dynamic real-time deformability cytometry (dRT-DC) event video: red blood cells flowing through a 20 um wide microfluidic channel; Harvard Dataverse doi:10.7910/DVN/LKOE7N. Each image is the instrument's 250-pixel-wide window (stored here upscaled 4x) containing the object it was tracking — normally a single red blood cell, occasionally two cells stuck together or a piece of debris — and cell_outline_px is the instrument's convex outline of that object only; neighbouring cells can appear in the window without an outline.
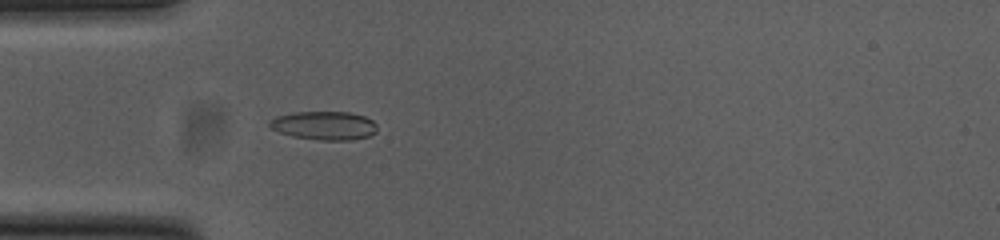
{"species": "common noctule bat (a hibernating species)", "species_latin": "Nyctalus noctula", "temperature_condition": "cold", "stored_images_in_passage": 9, "camera_frame_rate_fps": 3000, "um_per_image_px": 0.085, "animal": {"sex": "female", "body_mass_g": 23.0, "forearm_length_mm": 53.4}, "frame": {"image": 1, "passage_image": 3, "time_ms": 0.667, "image_size_px": [1000, 240], "cell_outline_px": [[376, 132], [368, 136], [352, 140], [320, 140], [292, 136], [280, 132], [272, 128], [268, 124], [268, 120], [276, 116], [292, 112], [348, 112], [364, 116], [372, 120], [376, 124]], "centroid_in_image_um": [27.54, 10.67], "position_along_channel_um": 57.5, "area_um2": 17.92}}
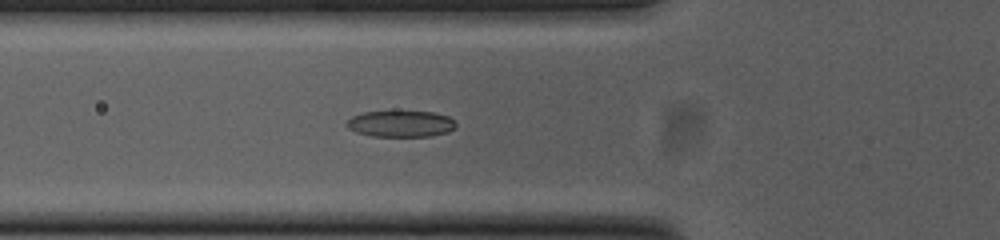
{"frame": {"image": 2, "passage_image": 6, "time_ms": 1.667, "image_size_px": [1000, 240], "cell_outline_px": [[456, 128], [448, 132], [432, 136], [372, 136], [356, 132], [348, 128], [348, 120], [352, 116], [360, 112], [432, 112], [448, 116], [456, 124]], "centroid_in_image_um": [34.08, 10.53], "position_along_channel_um": 91.7, "area_um2": 16.59}}
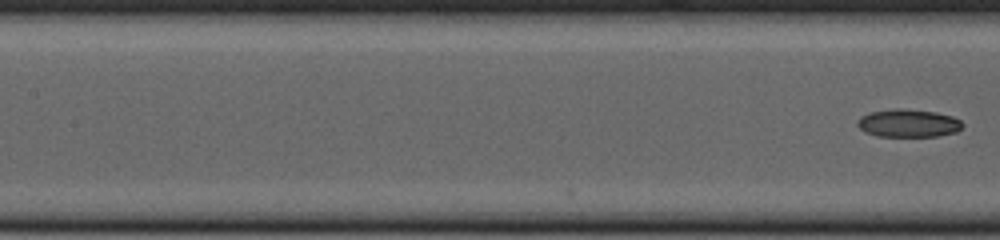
{"frame": {"image": 3, "passage_image": 9, "time_ms": 2.667, "image_size_px": [1000, 240], "cell_outline_px": [[964, 124], [956, 132], [936, 136], [876, 136], [864, 132], [856, 124], [856, 120], [860, 116], [868, 112], [892, 108], [904, 108], [936, 112], [952, 116], [960, 120]], "centroid_in_image_um": [77.15, 10.45], "position_along_channel_um": 130.2, "area_um2": 17.34}}